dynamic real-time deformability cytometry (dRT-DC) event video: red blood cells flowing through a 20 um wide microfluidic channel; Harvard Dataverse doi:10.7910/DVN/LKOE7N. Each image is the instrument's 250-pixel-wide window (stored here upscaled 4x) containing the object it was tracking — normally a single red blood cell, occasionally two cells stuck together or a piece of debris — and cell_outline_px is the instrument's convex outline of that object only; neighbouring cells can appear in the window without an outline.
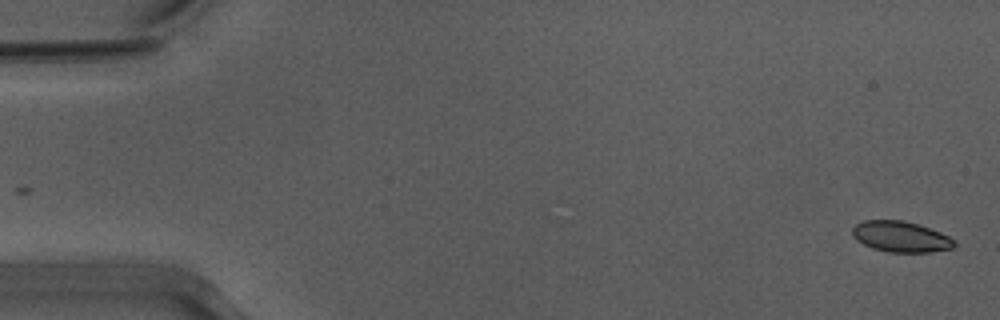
{"species": "Egyptian fruit bat (a non-hibernating species)", "species_latin": "Rousettus aegyptiacus", "temperature_condition": "warm", "stored_images_in_passage": 52, "camera_frame_rate_fps": 3000, "um_per_image_px": 0.085, "animal": {"sex": "male"}, "frame": {"image": 1, "passage_image": 1, "time_ms": 0.0, "image_size_px": [1000, 320], "cell_outline_px": [[956, 244], [952, 248], [932, 252], [888, 252], [872, 248], [856, 240], [852, 236], [852, 228], [856, 224], [864, 220], [904, 220], [940, 232], [956, 240]], "centroid_in_image_um": [76.55, 20.12], "position_along_channel_um": 8.4, "area_um2": 18.32}}
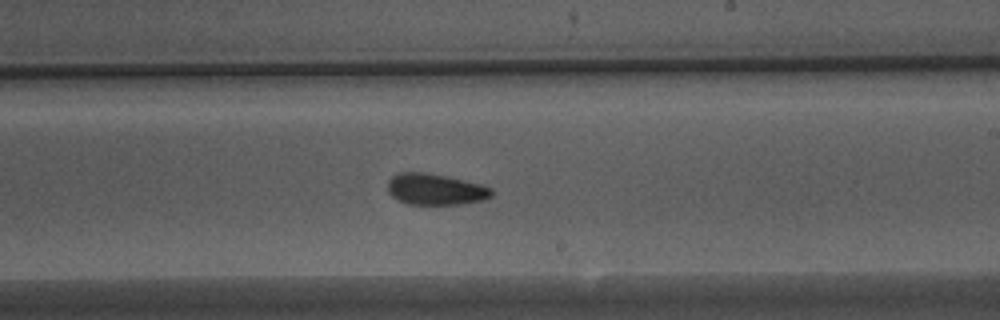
{"frame": {"image": 2, "passage_image": 31, "time_ms": 10.0, "image_size_px": [1000, 320], "cell_outline_px": [[496, 192], [492, 196], [484, 200], [460, 204], [408, 204], [396, 200], [388, 192], [388, 180], [396, 172], [428, 172], [484, 184], [492, 188]], "centroid_in_image_um": [37.04, 16.08], "position_along_channel_um": 252.0, "area_um2": 19.36}}
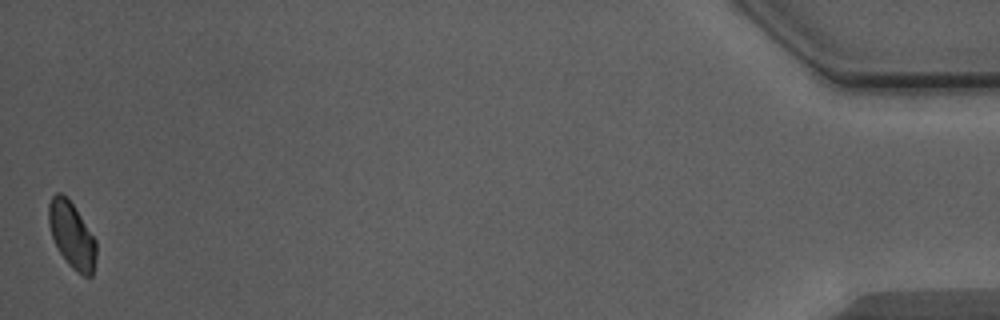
{"frame": {"image": 3, "passage_image": 52, "time_ms": 17.0, "image_size_px": [1000, 320], "cell_outline_px": [[96, 256], [92, 276], [84, 276], [76, 272], [68, 264], [60, 252], [52, 236], [48, 224], [48, 204], [52, 196], [56, 192], [60, 192], [72, 204], [96, 240]], "centroid_in_image_um": [6.1, 20.0], "position_along_channel_um": 429.1, "area_um2": 18.03}, "authors_computed_cell_mechanics": {"area_um2": 19.1896, "velocity_mm_per_s": 3.9364, "shape_relaxation_time_tau1_ms": 3.8305, "shape_relaxation_time_tau2_ms": 3.7923, "deformation_change_tau1": 0.0732, "deformation_change_tau2": 0.0646}}